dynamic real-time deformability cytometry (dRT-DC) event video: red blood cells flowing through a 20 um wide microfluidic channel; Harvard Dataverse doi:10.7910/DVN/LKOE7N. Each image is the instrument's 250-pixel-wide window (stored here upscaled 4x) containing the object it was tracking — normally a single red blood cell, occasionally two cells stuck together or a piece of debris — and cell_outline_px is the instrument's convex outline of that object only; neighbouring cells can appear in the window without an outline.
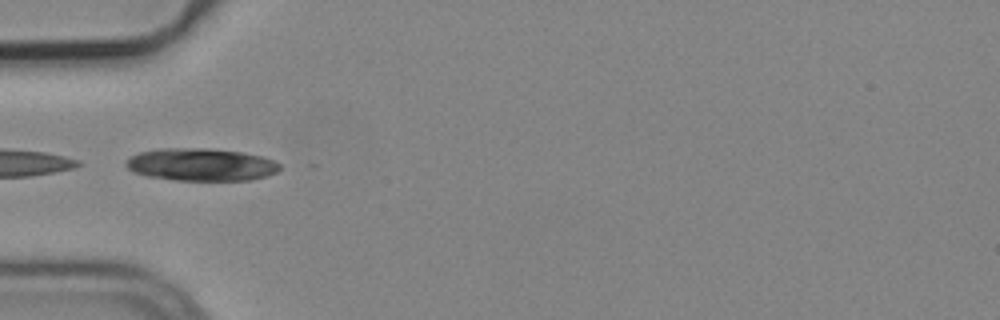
{"species": "common noctule bat (a hibernating species)", "species_latin": "Nyctalus noctula", "temperature_condition": "cold", "stored_images_in_passage": 8, "camera_frame_rate_fps": 3000, "um_per_image_px": 0.085, "animal": {"sex": "male", "body_mass_g": 19.2, "forearm_length_mm": 51.8}, "frame": {"image": 1, "passage_image": 6, "time_ms": 1.667, "image_size_px": [1000, 320], "cell_outline_px": [[280, 168], [276, 172], [268, 176], [248, 180], [176, 180], [148, 176], [136, 172], [128, 168], [124, 164], [132, 156], [140, 152], [160, 148], [204, 148], [240, 152], [260, 156], [272, 160], [280, 164]], "centroid_in_image_um": [17.1, 13.99], "position_along_channel_um": 67.9, "area_um2": 28.84}}
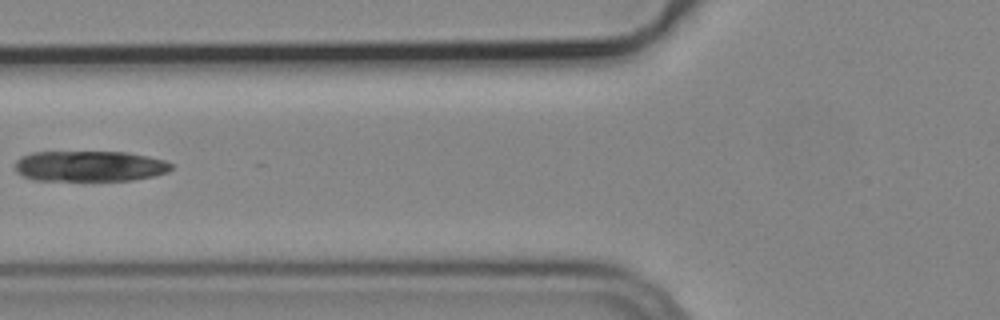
{"frame": {"image": 2, "passage_image": 7, "time_ms": 2.0, "image_size_px": [1000, 320], "cell_outline_px": [[172, 168], [168, 172], [156, 176], [132, 180], [32, 180], [16, 172], [16, 160], [20, 156], [32, 152], [128, 152], [148, 156], [164, 160], [172, 164]], "centroid_in_image_um": [7.63, 14.12], "position_along_channel_um": 118.2, "area_um2": 28.03}}
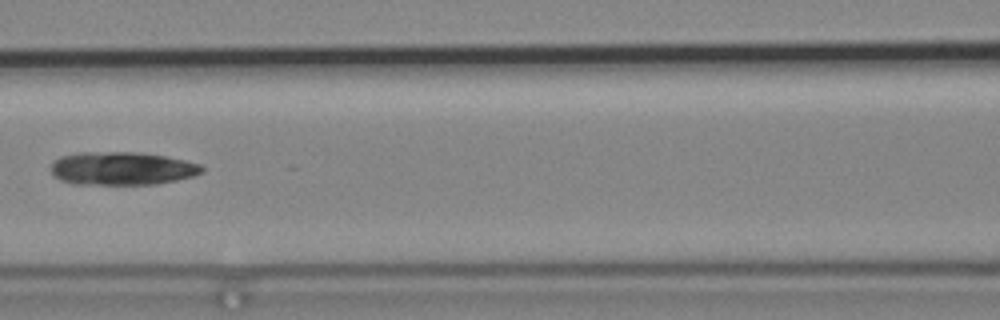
{"frame": {"image": 3, "passage_image": 8, "time_ms": 2.333, "image_size_px": [1000, 320], "cell_outline_px": [[204, 172], [192, 176], [176, 180], [156, 184], [72, 184], [60, 180], [48, 168], [60, 156], [80, 152], [136, 152], [164, 156], [184, 160], [200, 164], [204, 168]], "centroid_in_image_um": [10.35, 14.32], "position_along_channel_um": 156.2, "area_um2": 29.19}}